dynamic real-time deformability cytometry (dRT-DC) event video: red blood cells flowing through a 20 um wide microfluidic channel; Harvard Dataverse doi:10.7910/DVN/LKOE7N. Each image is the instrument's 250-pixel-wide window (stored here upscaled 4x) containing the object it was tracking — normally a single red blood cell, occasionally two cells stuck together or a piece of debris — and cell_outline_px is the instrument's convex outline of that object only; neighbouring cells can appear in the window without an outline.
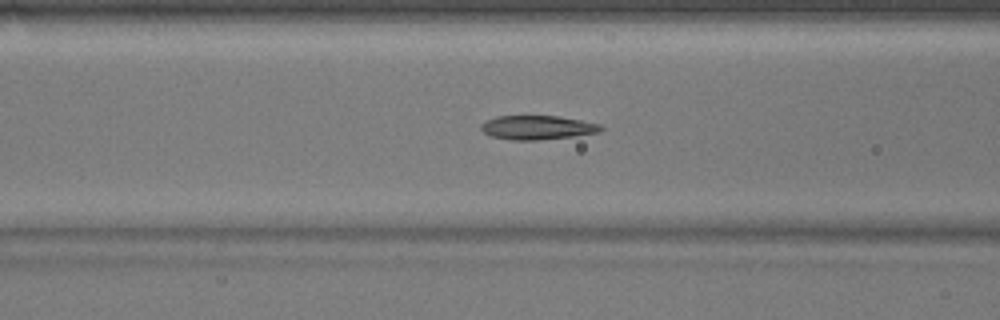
{"species": "common noctule bat (a hibernating species)", "species_latin": "Nyctalus noctula", "temperature_condition": "warm", "stored_images_in_passage": 43, "camera_frame_rate_fps": 3000, "um_per_image_px": 0.085, "animal": {"sex": "male", "body_mass_g": 17.9}, "frame": {"image": 1, "passage_image": 11, "time_ms": 3.333, "image_size_px": [1000, 320], "cell_outline_px": [[604, 128], [600, 132], [572, 136], [536, 140], [512, 140], [492, 136], [484, 132], [480, 128], [480, 124], [496, 116], [560, 116], [600, 124]], "centroid_in_image_um": [45.68, 10.83], "position_along_channel_um": 120.9, "area_um2": 16.65}}
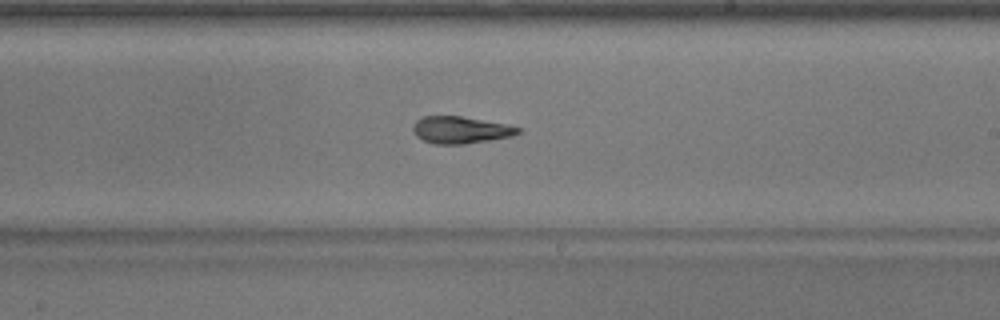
{"frame": {"image": 2, "passage_image": 21, "time_ms": 6.667, "image_size_px": [1000, 320], "cell_outline_px": [[520, 132], [512, 136], [464, 144], [436, 144], [424, 140], [416, 136], [412, 128], [416, 120], [424, 116], [460, 116], [504, 124], [520, 128]], "centroid_in_image_um": [39.11, 11.04], "position_along_channel_um": 249.9, "area_um2": 16.24}}
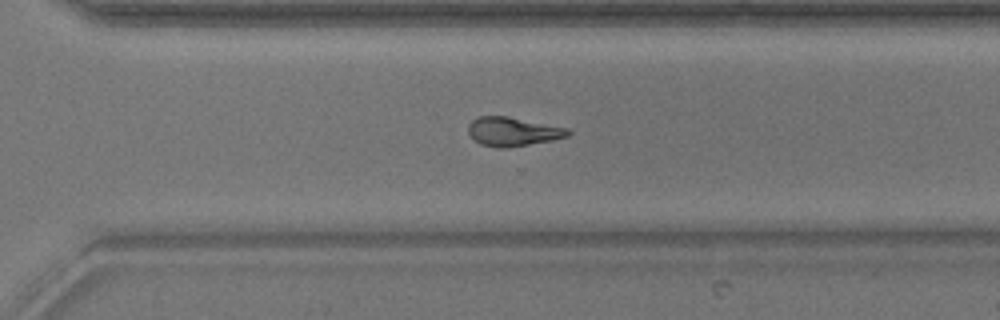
{"frame": {"image": 3, "passage_image": 27, "time_ms": 8.667, "image_size_px": [1000, 320], "cell_outline_px": [[572, 132], [568, 136], [552, 140], [508, 148], [496, 148], [480, 144], [468, 132], [468, 124], [476, 116], [504, 116], [568, 128]], "centroid_in_image_um": [43.57, 11.19], "position_along_channel_um": 327.0, "area_um2": 16.7}}